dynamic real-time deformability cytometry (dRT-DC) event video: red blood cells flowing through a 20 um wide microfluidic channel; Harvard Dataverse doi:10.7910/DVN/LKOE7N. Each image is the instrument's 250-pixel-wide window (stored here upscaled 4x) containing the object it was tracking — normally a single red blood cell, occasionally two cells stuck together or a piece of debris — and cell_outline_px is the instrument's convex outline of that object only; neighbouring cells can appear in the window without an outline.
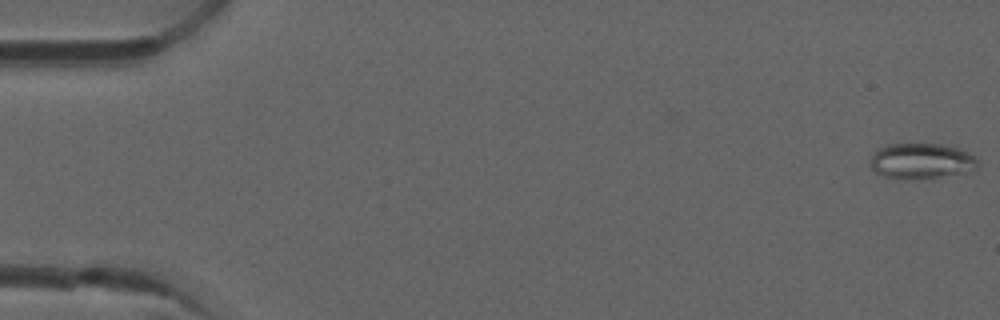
{"species": "common noctule bat (a hibernating species)", "species_latin": "Nyctalus noctula", "temperature_condition": "room temperature", "stored_images_in_passage": 12, "camera_frame_rate_fps": 3000, "um_per_image_px": 0.085, "animal": {"sex": "male", "forearm_length_mm": 52.5}, "frame": {"image": 1, "passage_image": 1, "time_ms": 0.0, "image_size_px": [1000, 320], "cell_outline_px": [[980, 164], [976, 168], [964, 172], [924, 180], [884, 176], [876, 172], [868, 164], [872, 156], [884, 144], [940, 144], [960, 148], [976, 156]], "centroid_in_image_um": [78.35, 13.68], "position_along_channel_um": 6.7, "area_um2": 22.43}}